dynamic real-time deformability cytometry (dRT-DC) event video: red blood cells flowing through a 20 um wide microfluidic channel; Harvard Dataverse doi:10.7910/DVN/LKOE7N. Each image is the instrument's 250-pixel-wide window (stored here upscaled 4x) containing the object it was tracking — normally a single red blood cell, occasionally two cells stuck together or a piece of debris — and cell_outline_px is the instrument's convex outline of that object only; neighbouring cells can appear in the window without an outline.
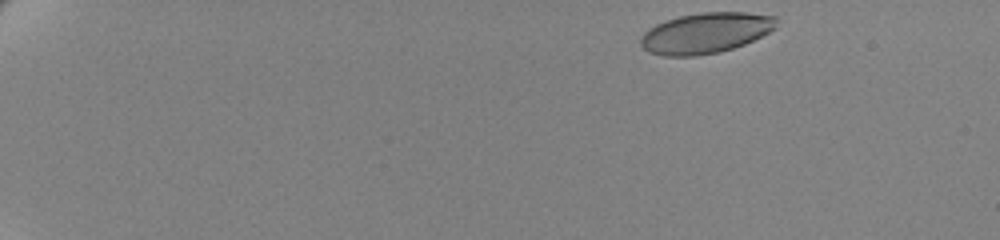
{"species": "human", "species_latin": "Homo sapiens", "temperature_condition": "cold", "stored_images_in_passage": 53, "camera_frame_rate_fps": 3000, "um_per_image_px": 0.085, "donor": {"sex": "female"}, "frame": {"image": 1, "passage_image": 1, "time_ms": 0.0, "image_size_px": [1000, 240], "cell_outline_px": [[776, 28], [744, 44], [732, 48], [716, 52], [696, 56], [664, 56], [648, 52], [640, 44], [640, 36], [648, 28], [656, 24], [680, 16], [704, 12], [744, 12], [776, 16]], "centroid_in_image_um": [59.95, 2.8], "position_along_channel_um": 25.1, "area_um2": 31.91}}
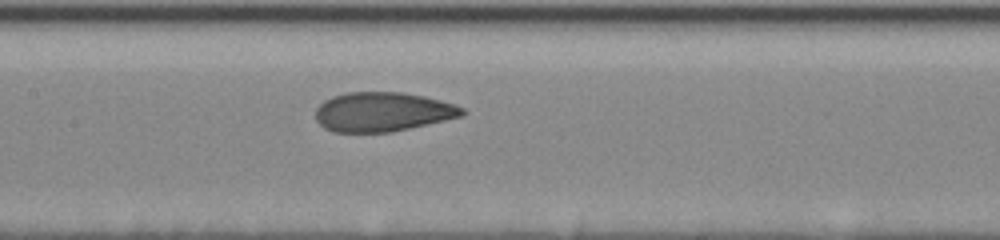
{"frame": {"image": 2, "passage_image": 26, "time_ms": 8.333, "image_size_px": [1000, 240], "cell_outline_px": [[468, 112], [464, 116], [392, 132], [332, 132], [324, 128], [316, 120], [316, 108], [324, 100], [332, 96], [348, 92], [400, 92], [424, 96], [456, 104], [464, 108]], "centroid_in_image_um": [32.55, 9.51], "position_along_channel_um": 174.9, "area_um2": 33.87}}
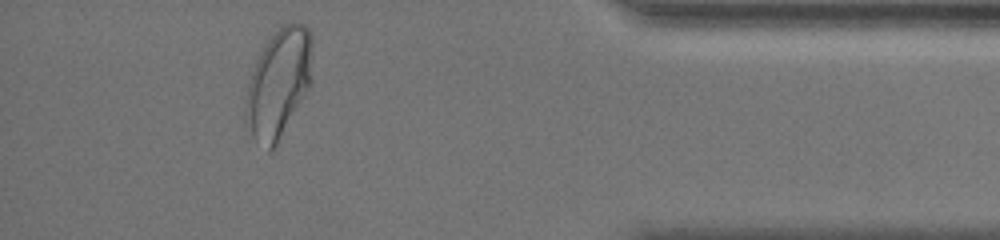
{"frame": {"image": 3, "passage_image": 49, "time_ms": 16.0, "image_size_px": [1000, 240], "cell_outline_px": [[312, 80], [308, 88], [276, 144], [268, 152], [252, 136], [244, 116], [244, 104], [248, 84], [256, 60], [260, 52], [272, 32], [284, 24], [304, 24], [308, 28], [312, 36]], "centroid_in_image_um": [23.67, 7.03], "position_along_channel_um": 411.5, "area_um2": 42.02}, "authors_computed_cell_mechanics": {"area_um2": 34.1598, "velocity_mm_per_s": 3.442, "shape_relaxation_time_tau1_ms": 4.4317, "shape_relaxation_time_tau2_ms": 0.9371, "deformation_change_tau1": 0.1641, "deformation_change_tau2": 0.0519}}